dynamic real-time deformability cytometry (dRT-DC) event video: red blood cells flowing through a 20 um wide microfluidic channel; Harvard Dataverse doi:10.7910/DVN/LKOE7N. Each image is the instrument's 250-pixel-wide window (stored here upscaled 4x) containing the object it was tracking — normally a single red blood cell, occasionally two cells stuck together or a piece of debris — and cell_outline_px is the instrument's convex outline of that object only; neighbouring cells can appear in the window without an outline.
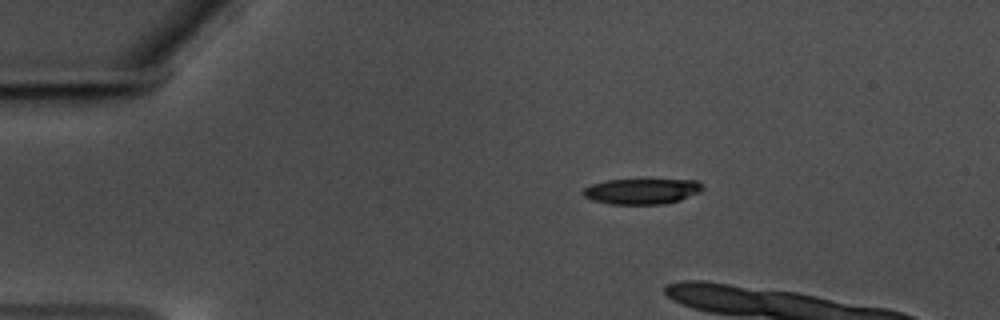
{"species": "common noctule bat (a hibernating species)", "species_latin": "Nyctalus noctula", "temperature_condition": "warm", "stored_images_in_passage": 9, "camera_frame_rate_fps": 3000, "um_per_image_px": 0.085, "animal": {"sex": "male", "body_mass_g": 17.5, "forearm_length_mm": 52.3}, "frame": {"image": 1, "passage_image": 1, "time_ms": 0.0, "image_size_px": [1000, 320], "cell_outline_px": [[704, 188], [700, 192], [680, 200], [664, 204], [608, 204], [592, 200], [584, 196], [580, 192], [584, 188], [592, 184], [604, 180], [696, 180], [704, 184]], "centroid_in_image_um": [54.54, 16.26], "position_along_channel_um": 30.5, "area_um2": 17.92}}